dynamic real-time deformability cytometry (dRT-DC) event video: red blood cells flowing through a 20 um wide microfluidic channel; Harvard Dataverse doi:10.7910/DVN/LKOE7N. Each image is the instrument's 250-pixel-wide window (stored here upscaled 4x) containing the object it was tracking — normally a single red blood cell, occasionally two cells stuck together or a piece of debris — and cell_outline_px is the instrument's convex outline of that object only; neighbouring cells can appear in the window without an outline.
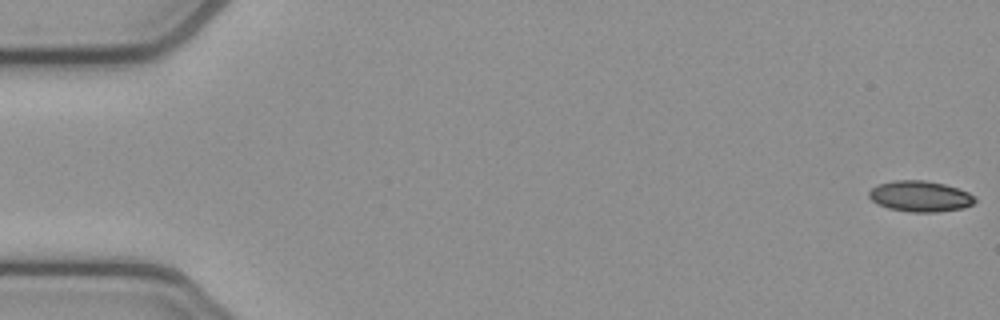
{"species": "common noctule bat (a hibernating species)", "species_latin": "Nyctalus noctula", "temperature_condition": "cold", "stored_images_in_passage": 7, "camera_frame_rate_fps": 3000, "um_per_image_px": 0.085, "animal": {"sex": "female", "body_mass_g": 21.9}, "frame": {"image": 1, "passage_image": 1, "time_ms": 0.0, "image_size_px": [1000, 320], "cell_outline_px": [[976, 200], [972, 204], [964, 208], [936, 212], [912, 212], [888, 208], [876, 204], [868, 196], [868, 192], [876, 184], [892, 180], [924, 180], [944, 184], [968, 192], [976, 196]], "centroid_in_image_um": [78.19, 16.68], "position_along_channel_um": 6.8, "area_um2": 19.19}}
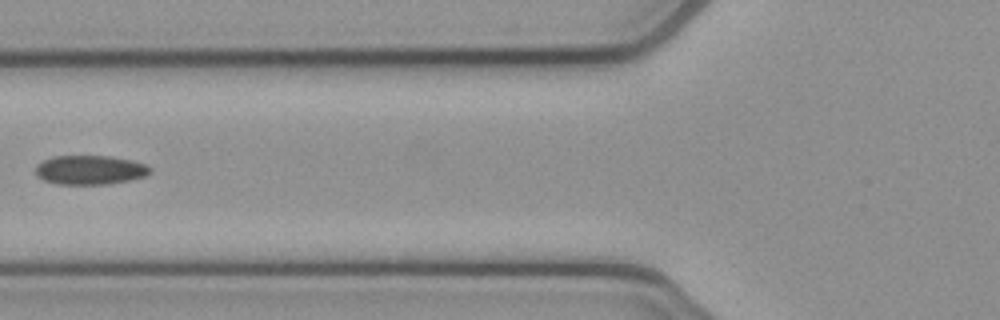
{"frame": {"image": 2, "passage_image": 6, "time_ms": 1.667, "image_size_px": [1000, 320], "cell_outline_px": [[152, 172], [144, 176], [128, 180], [108, 184], [56, 184], [44, 180], [36, 176], [36, 164], [52, 156], [112, 156], [132, 160], [144, 164], [152, 168]], "centroid_in_image_um": [7.64, 14.44], "position_along_channel_um": 118.2, "area_um2": 19.54}}
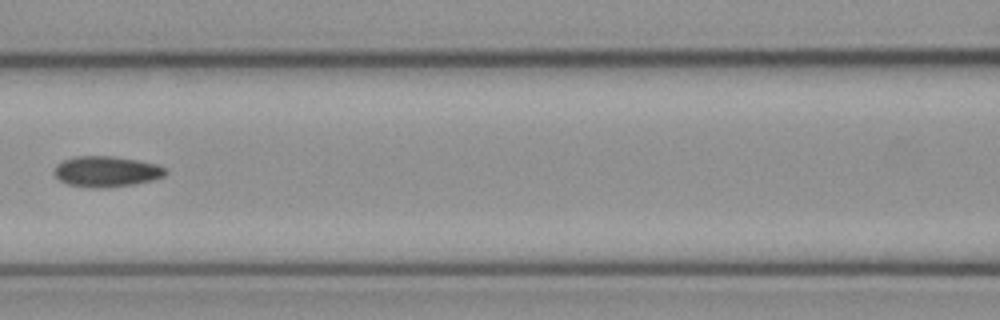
{"frame": {"image": 3, "passage_image": 7, "time_ms": 2.0, "image_size_px": [1000, 320], "cell_outline_px": [[168, 172], [164, 176], [152, 180], [136, 184], [108, 188], [88, 188], [68, 184], [60, 180], [52, 172], [56, 164], [64, 160], [76, 156], [112, 156], [136, 160], [156, 164], [168, 168]], "centroid_in_image_um": [9.05, 14.59], "position_along_channel_um": 157.5, "area_um2": 20.17}}